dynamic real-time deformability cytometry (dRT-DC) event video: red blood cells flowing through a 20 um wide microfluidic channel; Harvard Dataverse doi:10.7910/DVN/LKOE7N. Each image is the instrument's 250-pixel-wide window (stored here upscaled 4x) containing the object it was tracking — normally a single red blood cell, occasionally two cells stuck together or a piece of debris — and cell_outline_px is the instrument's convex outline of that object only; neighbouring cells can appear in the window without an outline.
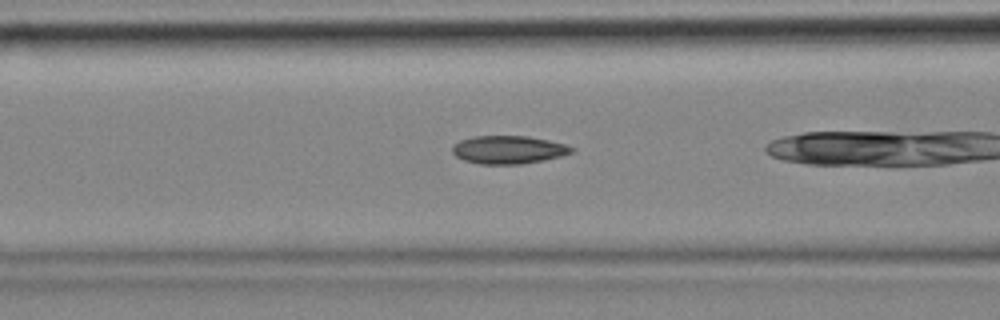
{"species": "common noctule bat (a hibernating species)", "species_latin": "Nyctalus noctula", "temperature_condition": "cold", "stored_images_in_passage": 28, "camera_frame_rate_fps": 3000, "um_per_image_px": 0.085, "animal": {"sex": "female", "body_mass_g": 18.4}, "frame": {"image": 1, "passage_image": 17, "time_ms": 5.333, "image_size_px": [1000, 320], "cell_outline_px": [[576, 148], [572, 152], [560, 156], [544, 160], [520, 164], [480, 164], [464, 160], [456, 156], [452, 152], [452, 144], [460, 140], [472, 136], [528, 136], [548, 140], [564, 144]], "centroid_in_image_um": [43.19, 12.72], "position_along_channel_um": 123.4, "area_um2": 19.54}}